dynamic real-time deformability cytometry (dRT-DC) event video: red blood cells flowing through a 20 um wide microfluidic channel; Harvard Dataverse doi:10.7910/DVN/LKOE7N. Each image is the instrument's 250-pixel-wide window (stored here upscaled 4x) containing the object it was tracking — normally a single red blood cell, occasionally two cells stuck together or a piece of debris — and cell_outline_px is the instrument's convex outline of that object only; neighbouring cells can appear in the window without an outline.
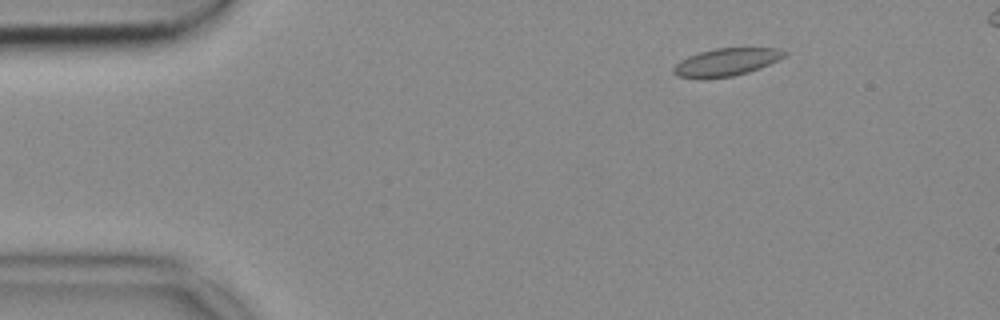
{"species": "common noctule bat (a hibernating species)", "species_latin": "Nyctalus noctula", "temperature_condition": "cold", "stored_images_in_passage": 51, "camera_frame_rate_fps": 3000, "um_per_image_px": 0.085, "animal": {"sex": "female", "body_mass_g": 18.4}, "frame": {"image": 1, "passage_image": 6, "time_ms": 1.667, "image_size_px": [1000, 320], "cell_outline_px": [[788, 52], [784, 56], [760, 68], [748, 72], [732, 76], [700, 80], [676, 76], [672, 72], [672, 68], [680, 60], [688, 56], [700, 52], [716, 48], [780, 48]], "centroid_in_image_um": [61.67, 5.3], "position_along_channel_um": 23.3, "area_um2": 18.03}}
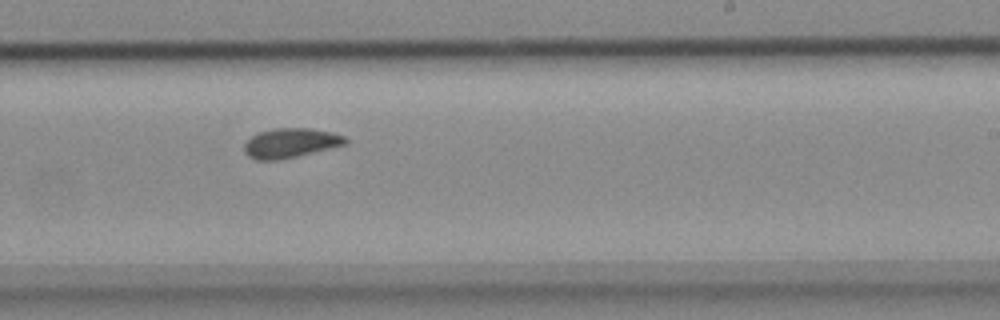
{"frame": {"image": 2, "passage_image": 31, "time_ms": 10.0, "image_size_px": [1000, 320], "cell_outline_px": [[348, 144], [280, 160], [256, 160], [248, 156], [244, 152], [244, 144], [256, 132], [272, 128], [312, 128], [332, 132], [344, 136], [348, 140]], "centroid_in_image_um": [24.69, 12.15], "position_along_channel_um": 264.3, "area_um2": 17.63}}
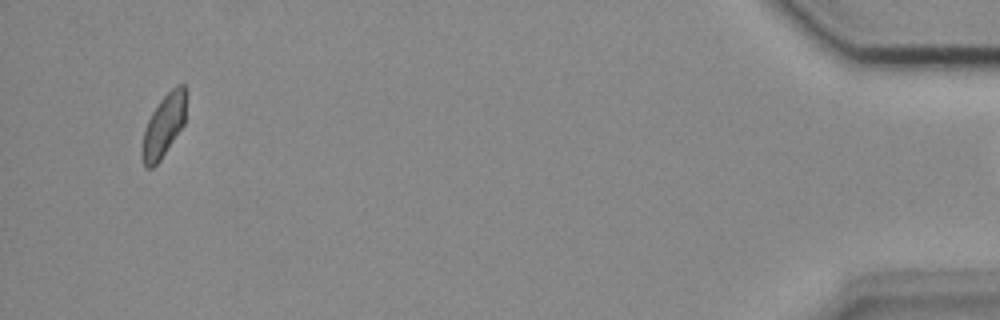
{"frame": {"image": 3, "passage_image": 50, "time_ms": 16.333, "image_size_px": [1000, 320], "cell_outline_px": [[188, 92], [184, 124], [160, 160], [152, 168], [144, 168], [140, 152], [144, 128], [152, 112], [160, 100], [176, 84], [184, 84]], "centroid_in_image_um": [13.92, 10.66], "position_along_channel_um": 421.3, "area_um2": 16.42}}